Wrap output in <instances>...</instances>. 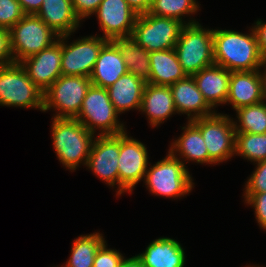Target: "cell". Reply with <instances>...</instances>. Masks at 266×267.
Returning a JSON list of instances; mask_svg holds the SVG:
<instances>
[{
  "mask_svg": "<svg viewBox=\"0 0 266 267\" xmlns=\"http://www.w3.org/2000/svg\"><path fill=\"white\" fill-rule=\"evenodd\" d=\"M174 50L187 76L214 65L213 29L199 22L185 24Z\"/></svg>",
  "mask_w": 266,
  "mask_h": 267,
  "instance_id": "277c9868",
  "label": "cell"
},
{
  "mask_svg": "<svg viewBox=\"0 0 266 267\" xmlns=\"http://www.w3.org/2000/svg\"><path fill=\"white\" fill-rule=\"evenodd\" d=\"M191 122L201 131L208 155L216 164L235 156L236 131L233 118L216 111Z\"/></svg>",
  "mask_w": 266,
  "mask_h": 267,
  "instance_id": "30bf717a",
  "label": "cell"
},
{
  "mask_svg": "<svg viewBox=\"0 0 266 267\" xmlns=\"http://www.w3.org/2000/svg\"><path fill=\"white\" fill-rule=\"evenodd\" d=\"M94 15L107 40L131 37L138 17L126 0H102Z\"/></svg>",
  "mask_w": 266,
  "mask_h": 267,
  "instance_id": "9a60e30c",
  "label": "cell"
},
{
  "mask_svg": "<svg viewBox=\"0 0 266 267\" xmlns=\"http://www.w3.org/2000/svg\"><path fill=\"white\" fill-rule=\"evenodd\" d=\"M25 15L18 0H0V28H12Z\"/></svg>",
  "mask_w": 266,
  "mask_h": 267,
  "instance_id": "4dcf8cb0",
  "label": "cell"
},
{
  "mask_svg": "<svg viewBox=\"0 0 266 267\" xmlns=\"http://www.w3.org/2000/svg\"><path fill=\"white\" fill-rule=\"evenodd\" d=\"M68 37L70 34L62 35V75L90 77L101 48L109 40L95 34L68 43Z\"/></svg>",
  "mask_w": 266,
  "mask_h": 267,
  "instance_id": "8fae6325",
  "label": "cell"
},
{
  "mask_svg": "<svg viewBox=\"0 0 266 267\" xmlns=\"http://www.w3.org/2000/svg\"><path fill=\"white\" fill-rule=\"evenodd\" d=\"M246 267H261V266H257V265H256V266H255V265H252V266L250 265V266H249V265H248V266H246ZM262 267H264V266H262Z\"/></svg>",
  "mask_w": 266,
  "mask_h": 267,
  "instance_id": "b9f144b4",
  "label": "cell"
},
{
  "mask_svg": "<svg viewBox=\"0 0 266 267\" xmlns=\"http://www.w3.org/2000/svg\"><path fill=\"white\" fill-rule=\"evenodd\" d=\"M200 6L196 0H152V5L149 13L159 17L177 19L184 24H191L198 22L191 18L198 12ZM189 15L190 20H183ZM183 18V19H182Z\"/></svg>",
  "mask_w": 266,
  "mask_h": 267,
  "instance_id": "f1b7e54d",
  "label": "cell"
},
{
  "mask_svg": "<svg viewBox=\"0 0 266 267\" xmlns=\"http://www.w3.org/2000/svg\"><path fill=\"white\" fill-rule=\"evenodd\" d=\"M263 101L259 70L231 72L226 104L234 110Z\"/></svg>",
  "mask_w": 266,
  "mask_h": 267,
  "instance_id": "e0dca14e",
  "label": "cell"
},
{
  "mask_svg": "<svg viewBox=\"0 0 266 267\" xmlns=\"http://www.w3.org/2000/svg\"><path fill=\"white\" fill-rule=\"evenodd\" d=\"M249 32L213 29L214 63L230 72L259 70L264 57L252 28Z\"/></svg>",
  "mask_w": 266,
  "mask_h": 267,
  "instance_id": "6da1fadb",
  "label": "cell"
},
{
  "mask_svg": "<svg viewBox=\"0 0 266 267\" xmlns=\"http://www.w3.org/2000/svg\"><path fill=\"white\" fill-rule=\"evenodd\" d=\"M102 0H71L72 6L77 17L82 21L83 19L90 18Z\"/></svg>",
  "mask_w": 266,
  "mask_h": 267,
  "instance_id": "e575fe53",
  "label": "cell"
},
{
  "mask_svg": "<svg viewBox=\"0 0 266 267\" xmlns=\"http://www.w3.org/2000/svg\"><path fill=\"white\" fill-rule=\"evenodd\" d=\"M119 48L128 73L149 82L150 52L139 46L132 37L114 38L112 40Z\"/></svg>",
  "mask_w": 266,
  "mask_h": 267,
  "instance_id": "484cf974",
  "label": "cell"
},
{
  "mask_svg": "<svg viewBox=\"0 0 266 267\" xmlns=\"http://www.w3.org/2000/svg\"><path fill=\"white\" fill-rule=\"evenodd\" d=\"M43 95L20 63L0 66V106L43 111Z\"/></svg>",
  "mask_w": 266,
  "mask_h": 267,
  "instance_id": "8992f818",
  "label": "cell"
},
{
  "mask_svg": "<svg viewBox=\"0 0 266 267\" xmlns=\"http://www.w3.org/2000/svg\"><path fill=\"white\" fill-rule=\"evenodd\" d=\"M257 163L266 160V133H236L235 156Z\"/></svg>",
  "mask_w": 266,
  "mask_h": 267,
  "instance_id": "f546056e",
  "label": "cell"
},
{
  "mask_svg": "<svg viewBox=\"0 0 266 267\" xmlns=\"http://www.w3.org/2000/svg\"><path fill=\"white\" fill-rule=\"evenodd\" d=\"M148 151L146 145L127 131L120 133V152L118 158L119 195L132 193L134 187L144 180L148 169Z\"/></svg>",
  "mask_w": 266,
  "mask_h": 267,
  "instance_id": "7c38bea8",
  "label": "cell"
},
{
  "mask_svg": "<svg viewBox=\"0 0 266 267\" xmlns=\"http://www.w3.org/2000/svg\"><path fill=\"white\" fill-rule=\"evenodd\" d=\"M146 82L131 73L122 75L113 85L107 88L109 98L116 111H139Z\"/></svg>",
  "mask_w": 266,
  "mask_h": 267,
  "instance_id": "cb8c5ba5",
  "label": "cell"
},
{
  "mask_svg": "<svg viewBox=\"0 0 266 267\" xmlns=\"http://www.w3.org/2000/svg\"><path fill=\"white\" fill-rule=\"evenodd\" d=\"M144 267H184L185 250L177 240L160 237L153 240L146 250L136 255Z\"/></svg>",
  "mask_w": 266,
  "mask_h": 267,
  "instance_id": "44dd1931",
  "label": "cell"
},
{
  "mask_svg": "<svg viewBox=\"0 0 266 267\" xmlns=\"http://www.w3.org/2000/svg\"><path fill=\"white\" fill-rule=\"evenodd\" d=\"M62 36L51 46L32 55L20 64L31 81L44 93L61 75Z\"/></svg>",
  "mask_w": 266,
  "mask_h": 267,
  "instance_id": "5bb4252c",
  "label": "cell"
},
{
  "mask_svg": "<svg viewBox=\"0 0 266 267\" xmlns=\"http://www.w3.org/2000/svg\"><path fill=\"white\" fill-rule=\"evenodd\" d=\"M177 114H186L188 121L212 115L216 112L198 90L193 76H186L169 86Z\"/></svg>",
  "mask_w": 266,
  "mask_h": 267,
  "instance_id": "2e32d148",
  "label": "cell"
},
{
  "mask_svg": "<svg viewBox=\"0 0 266 267\" xmlns=\"http://www.w3.org/2000/svg\"><path fill=\"white\" fill-rule=\"evenodd\" d=\"M103 234L94 232L73 240L70 257L61 267H93L95 254L106 241Z\"/></svg>",
  "mask_w": 266,
  "mask_h": 267,
  "instance_id": "4316f807",
  "label": "cell"
},
{
  "mask_svg": "<svg viewBox=\"0 0 266 267\" xmlns=\"http://www.w3.org/2000/svg\"><path fill=\"white\" fill-rule=\"evenodd\" d=\"M139 111L146 114L153 128L177 114L170 87L146 83Z\"/></svg>",
  "mask_w": 266,
  "mask_h": 267,
  "instance_id": "ffe728a7",
  "label": "cell"
},
{
  "mask_svg": "<svg viewBox=\"0 0 266 267\" xmlns=\"http://www.w3.org/2000/svg\"><path fill=\"white\" fill-rule=\"evenodd\" d=\"M106 241L97 250L93 267H118L124 256L119 250L107 247Z\"/></svg>",
  "mask_w": 266,
  "mask_h": 267,
  "instance_id": "836d02e7",
  "label": "cell"
},
{
  "mask_svg": "<svg viewBox=\"0 0 266 267\" xmlns=\"http://www.w3.org/2000/svg\"><path fill=\"white\" fill-rule=\"evenodd\" d=\"M52 143L60 163L75 171L81 164L86 166L95 134L76 118H55L51 123Z\"/></svg>",
  "mask_w": 266,
  "mask_h": 267,
  "instance_id": "7a4b0ae2",
  "label": "cell"
},
{
  "mask_svg": "<svg viewBox=\"0 0 266 267\" xmlns=\"http://www.w3.org/2000/svg\"><path fill=\"white\" fill-rule=\"evenodd\" d=\"M9 31L15 63L37 54L59 38V35L35 14H26Z\"/></svg>",
  "mask_w": 266,
  "mask_h": 267,
  "instance_id": "ba28073f",
  "label": "cell"
},
{
  "mask_svg": "<svg viewBox=\"0 0 266 267\" xmlns=\"http://www.w3.org/2000/svg\"><path fill=\"white\" fill-rule=\"evenodd\" d=\"M236 111V119L233 120L236 133H266V103L260 102L254 105L241 107Z\"/></svg>",
  "mask_w": 266,
  "mask_h": 267,
  "instance_id": "83f0119b",
  "label": "cell"
},
{
  "mask_svg": "<svg viewBox=\"0 0 266 267\" xmlns=\"http://www.w3.org/2000/svg\"><path fill=\"white\" fill-rule=\"evenodd\" d=\"M90 77L61 75L43 95V112L53 109L55 118H75L82 107Z\"/></svg>",
  "mask_w": 266,
  "mask_h": 267,
  "instance_id": "52a82bcc",
  "label": "cell"
},
{
  "mask_svg": "<svg viewBox=\"0 0 266 267\" xmlns=\"http://www.w3.org/2000/svg\"><path fill=\"white\" fill-rule=\"evenodd\" d=\"M120 152V134L98 135L94 138L86 167L95 176L110 187L117 185L116 195L119 196L118 158Z\"/></svg>",
  "mask_w": 266,
  "mask_h": 267,
  "instance_id": "4fadbf2b",
  "label": "cell"
},
{
  "mask_svg": "<svg viewBox=\"0 0 266 267\" xmlns=\"http://www.w3.org/2000/svg\"><path fill=\"white\" fill-rule=\"evenodd\" d=\"M263 68V71L261 70ZM260 78L262 82V93H263V102L266 103V58L263 59L261 66L259 68Z\"/></svg>",
  "mask_w": 266,
  "mask_h": 267,
  "instance_id": "60d3db41",
  "label": "cell"
},
{
  "mask_svg": "<svg viewBox=\"0 0 266 267\" xmlns=\"http://www.w3.org/2000/svg\"><path fill=\"white\" fill-rule=\"evenodd\" d=\"M149 84L158 86H171L187 75L178 61L173 49L150 52Z\"/></svg>",
  "mask_w": 266,
  "mask_h": 267,
  "instance_id": "d4e9b609",
  "label": "cell"
},
{
  "mask_svg": "<svg viewBox=\"0 0 266 267\" xmlns=\"http://www.w3.org/2000/svg\"><path fill=\"white\" fill-rule=\"evenodd\" d=\"M25 14H37L41 9L43 0H18Z\"/></svg>",
  "mask_w": 266,
  "mask_h": 267,
  "instance_id": "f35d334b",
  "label": "cell"
},
{
  "mask_svg": "<svg viewBox=\"0 0 266 267\" xmlns=\"http://www.w3.org/2000/svg\"><path fill=\"white\" fill-rule=\"evenodd\" d=\"M119 115L107 88L91 85L75 118L91 133L96 134V130H99L98 135H116L126 131L124 123L118 119Z\"/></svg>",
  "mask_w": 266,
  "mask_h": 267,
  "instance_id": "5b68a950",
  "label": "cell"
},
{
  "mask_svg": "<svg viewBox=\"0 0 266 267\" xmlns=\"http://www.w3.org/2000/svg\"><path fill=\"white\" fill-rule=\"evenodd\" d=\"M252 26L257 45L264 58H266V23L258 19Z\"/></svg>",
  "mask_w": 266,
  "mask_h": 267,
  "instance_id": "8d00e7d4",
  "label": "cell"
},
{
  "mask_svg": "<svg viewBox=\"0 0 266 267\" xmlns=\"http://www.w3.org/2000/svg\"><path fill=\"white\" fill-rule=\"evenodd\" d=\"M143 182L153 195L173 199L188 195L195 184L187 166L169 152L146 170Z\"/></svg>",
  "mask_w": 266,
  "mask_h": 267,
  "instance_id": "3957f363",
  "label": "cell"
},
{
  "mask_svg": "<svg viewBox=\"0 0 266 267\" xmlns=\"http://www.w3.org/2000/svg\"><path fill=\"white\" fill-rule=\"evenodd\" d=\"M254 164L256 168L247 179L243 193L266 192V160Z\"/></svg>",
  "mask_w": 266,
  "mask_h": 267,
  "instance_id": "1f68e13d",
  "label": "cell"
},
{
  "mask_svg": "<svg viewBox=\"0 0 266 267\" xmlns=\"http://www.w3.org/2000/svg\"><path fill=\"white\" fill-rule=\"evenodd\" d=\"M14 63L9 29L0 28V66Z\"/></svg>",
  "mask_w": 266,
  "mask_h": 267,
  "instance_id": "d590c367",
  "label": "cell"
},
{
  "mask_svg": "<svg viewBox=\"0 0 266 267\" xmlns=\"http://www.w3.org/2000/svg\"><path fill=\"white\" fill-rule=\"evenodd\" d=\"M198 90L213 108L226 104L231 72L216 64L192 75Z\"/></svg>",
  "mask_w": 266,
  "mask_h": 267,
  "instance_id": "d6986e66",
  "label": "cell"
},
{
  "mask_svg": "<svg viewBox=\"0 0 266 267\" xmlns=\"http://www.w3.org/2000/svg\"><path fill=\"white\" fill-rule=\"evenodd\" d=\"M244 202L254 208L255 219L259 227L266 229V192L263 193H243Z\"/></svg>",
  "mask_w": 266,
  "mask_h": 267,
  "instance_id": "d6a6232c",
  "label": "cell"
},
{
  "mask_svg": "<svg viewBox=\"0 0 266 267\" xmlns=\"http://www.w3.org/2000/svg\"><path fill=\"white\" fill-rule=\"evenodd\" d=\"M184 25L177 19L159 17L148 12L138 15L131 37L148 52L173 49Z\"/></svg>",
  "mask_w": 266,
  "mask_h": 267,
  "instance_id": "9c48e42d",
  "label": "cell"
},
{
  "mask_svg": "<svg viewBox=\"0 0 266 267\" xmlns=\"http://www.w3.org/2000/svg\"><path fill=\"white\" fill-rule=\"evenodd\" d=\"M128 71L117 45L109 40L102 48L90 76L92 85L108 88Z\"/></svg>",
  "mask_w": 266,
  "mask_h": 267,
  "instance_id": "7402d4cb",
  "label": "cell"
},
{
  "mask_svg": "<svg viewBox=\"0 0 266 267\" xmlns=\"http://www.w3.org/2000/svg\"><path fill=\"white\" fill-rule=\"evenodd\" d=\"M118 267H144L141 260L135 255L131 258H123Z\"/></svg>",
  "mask_w": 266,
  "mask_h": 267,
  "instance_id": "ab89813d",
  "label": "cell"
},
{
  "mask_svg": "<svg viewBox=\"0 0 266 267\" xmlns=\"http://www.w3.org/2000/svg\"><path fill=\"white\" fill-rule=\"evenodd\" d=\"M36 15L59 36L72 35L80 27L71 0H43Z\"/></svg>",
  "mask_w": 266,
  "mask_h": 267,
  "instance_id": "603a6c76",
  "label": "cell"
},
{
  "mask_svg": "<svg viewBox=\"0 0 266 267\" xmlns=\"http://www.w3.org/2000/svg\"><path fill=\"white\" fill-rule=\"evenodd\" d=\"M186 124L181 127L183 132L178 136L179 138L174 139L168 152L180 159L185 166V161L186 163L192 161L197 164H216L208 155L201 131L191 121H187Z\"/></svg>",
  "mask_w": 266,
  "mask_h": 267,
  "instance_id": "ac0fdd59",
  "label": "cell"
},
{
  "mask_svg": "<svg viewBox=\"0 0 266 267\" xmlns=\"http://www.w3.org/2000/svg\"><path fill=\"white\" fill-rule=\"evenodd\" d=\"M128 5L138 14H146L150 11L152 0H126Z\"/></svg>",
  "mask_w": 266,
  "mask_h": 267,
  "instance_id": "74e56055",
  "label": "cell"
}]
</instances>
